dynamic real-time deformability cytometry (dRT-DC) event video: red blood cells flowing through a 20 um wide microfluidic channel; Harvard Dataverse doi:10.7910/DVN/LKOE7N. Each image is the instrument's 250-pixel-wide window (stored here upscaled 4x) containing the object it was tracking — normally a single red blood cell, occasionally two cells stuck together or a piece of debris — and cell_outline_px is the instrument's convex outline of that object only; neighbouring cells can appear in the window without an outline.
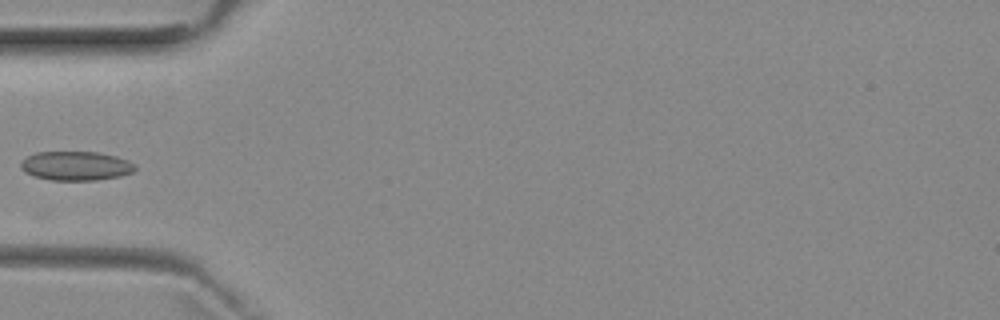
{"species": "common noctule bat (a hibernating species)", "species_latin": "Nyctalus noctula", "temperature_condition": "room temperature", "stored_images_in_passage": 6, "camera_frame_rate_fps": 3000, "um_per_image_px": 0.085, "animal": {"sex": "female", "body_mass_g": 29.2, "forearm_length_mm": 56.3}, "frame": {"image": 1, "passage_image": 5, "time_ms": 5.0, "image_size_px": [1000, 320], "cell_outline_px": [[136, 168], [132, 172], [120, 176], [96, 180], [52, 180], [32, 176], [24, 172], [20, 168], [20, 160], [36, 152], [96, 152], [116, 156], [128, 160], [136, 164]], "centroid_in_image_um": [6.42, 14.1], "position_along_channel_um": 78.6, "area_um2": 19.54}}